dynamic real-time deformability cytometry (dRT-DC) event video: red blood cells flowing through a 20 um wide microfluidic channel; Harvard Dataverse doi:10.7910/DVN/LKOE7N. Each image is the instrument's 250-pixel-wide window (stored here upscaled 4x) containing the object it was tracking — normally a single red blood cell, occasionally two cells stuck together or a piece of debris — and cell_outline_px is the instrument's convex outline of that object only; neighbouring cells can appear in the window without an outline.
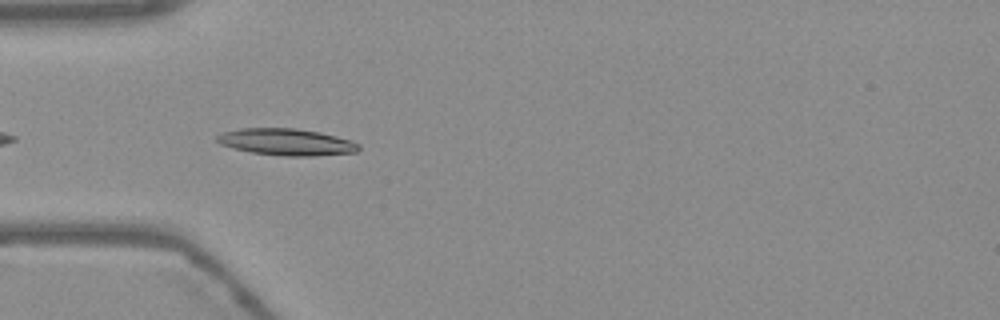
{"species": "Egyptian fruit bat (a non-hibernating species)", "species_latin": "Rousettus aegyptiacus", "temperature_condition": "warm", "stored_images_in_passage": 26, "camera_frame_rate_fps": 3000, "um_per_image_px": 0.085, "frame": {"image": 1, "passage_image": 3, "time_ms": 0.667, "image_size_px": [1000, 320], "cell_outline_px": [[360, 148], [356, 152], [312, 156], [284, 156], [252, 152], [232, 148], [220, 144], [212, 140], [220, 132], [240, 128], [296, 128], [320, 132], [352, 140], [360, 144]], "centroid_in_image_um": [24.3, 12.06], "position_along_channel_um": 60.7, "area_um2": 22.37}}
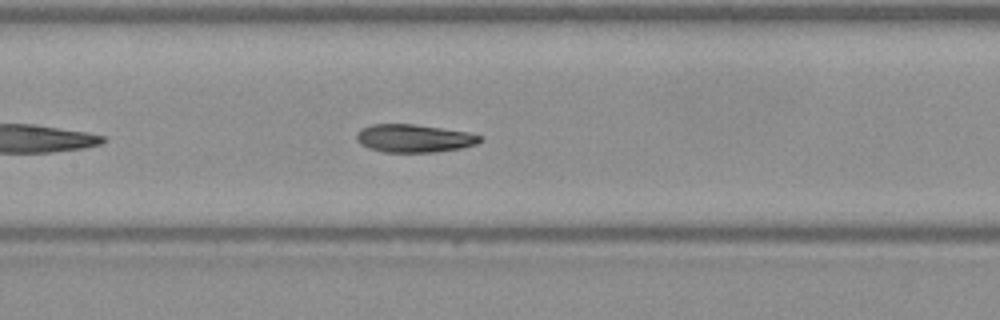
{"frame": {"image": 2, "passage_image": 12, "time_ms": 3.667, "image_size_px": [1000, 320], "cell_outline_px": [[484, 140], [476, 144], [460, 148], [436, 152], [384, 152], [368, 148], [360, 144], [356, 140], [356, 132], [360, 128], [372, 124], [416, 124], [468, 132], [484, 136]], "centroid_in_image_um": [35.19, 11.75], "position_along_channel_um": 172.2, "area_um2": 20.4}}
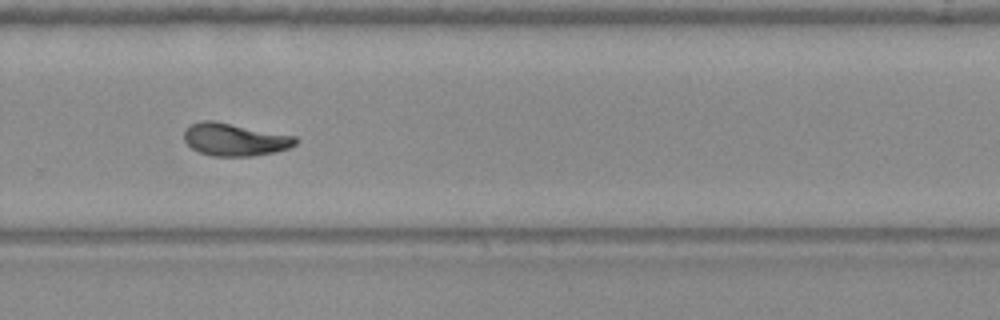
{"frame": {"image": 3, "passage_image": 23, "time_ms": 7.333, "image_size_px": [1000, 320], "cell_outline_px": [[296, 144], [288, 148], [276, 152], [252, 156], [212, 156], [200, 152], [192, 148], [184, 140], [184, 128], [200, 120], [212, 120], [296, 136]], "centroid_in_image_um": [19.93, 11.86], "position_along_channel_um": 309.9, "area_um2": 21.15}}